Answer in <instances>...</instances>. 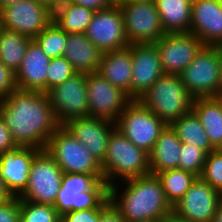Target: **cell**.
<instances>
[{"label": "cell", "mask_w": 222, "mask_h": 222, "mask_svg": "<svg viewBox=\"0 0 222 222\" xmlns=\"http://www.w3.org/2000/svg\"><path fill=\"white\" fill-rule=\"evenodd\" d=\"M0 115L17 146L45 149L60 126L48 93L17 89L0 101Z\"/></svg>", "instance_id": "cell-1"}, {"label": "cell", "mask_w": 222, "mask_h": 222, "mask_svg": "<svg viewBox=\"0 0 222 222\" xmlns=\"http://www.w3.org/2000/svg\"><path fill=\"white\" fill-rule=\"evenodd\" d=\"M120 183L125 184L123 190L120 191L116 184L111 185L109 198L126 222L160 221L173 211L157 175L148 174Z\"/></svg>", "instance_id": "cell-2"}, {"label": "cell", "mask_w": 222, "mask_h": 222, "mask_svg": "<svg viewBox=\"0 0 222 222\" xmlns=\"http://www.w3.org/2000/svg\"><path fill=\"white\" fill-rule=\"evenodd\" d=\"M101 169L109 187L118 185L119 181L150 174L149 154L114 128L108 138L106 157L101 163Z\"/></svg>", "instance_id": "cell-3"}, {"label": "cell", "mask_w": 222, "mask_h": 222, "mask_svg": "<svg viewBox=\"0 0 222 222\" xmlns=\"http://www.w3.org/2000/svg\"><path fill=\"white\" fill-rule=\"evenodd\" d=\"M138 100L170 125L192 110L194 98L179 75L163 74Z\"/></svg>", "instance_id": "cell-4"}, {"label": "cell", "mask_w": 222, "mask_h": 222, "mask_svg": "<svg viewBox=\"0 0 222 222\" xmlns=\"http://www.w3.org/2000/svg\"><path fill=\"white\" fill-rule=\"evenodd\" d=\"M44 150L55 160L63 173L88 174L98 181H104L101 164L63 125L48 139Z\"/></svg>", "instance_id": "cell-5"}, {"label": "cell", "mask_w": 222, "mask_h": 222, "mask_svg": "<svg viewBox=\"0 0 222 222\" xmlns=\"http://www.w3.org/2000/svg\"><path fill=\"white\" fill-rule=\"evenodd\" d=\"M109 198V186L93 175L63 173L54 207L61 216L67 212L99 208Z\"/></svg>", "instance_id": "cell-6"}, {"label": "cell", "mask_w": 222, "mask_h": 222, "mask_svg": "<svg viewBox=\"0 0 222 222\" xmlns=\"http://www.w3.org/2000/svg\"><path fill=\"white\" fill-rule=\"evenodd\" d=\"M220 71V46L204 45L179 77L194 99L222 97Z\"/></svg>", "instance_id": "cell-7"}, {"label": "cell", "mask_w": 222, "mask_h": 222, "mask_svg": "<svg viewBox=\"0 0 222 222\" xmlns=\"http://www.w3.org/2000/svg\"><path fill=\"white\" fill-rule=\"evenodd\" d=\"M166 125L139 100H132L115 121V128L148 154Z\"/></svg>", "instance_id": "cell-8"}, {"label": "cell", "mask_w": 222, "mask_h": 222, "mask_svg": "<svg viewBox=\"0 0 222 222\" xmlns=\"http://www.w3.org/2000/svg\"><path fill=\"white\" fill-rule=\"evenodd\" d=\"M130 44L154 43L164 34L155 2L119 1Z\"/></svg>", "instance_id": "cell-9"}, {"label": "cell", "mask_w": 222, "mask_h": 222, "mask_svg": "<svg viewBox=\"0 0 222 222\" xmlns=\"http://www.w3.org/2000/svg\"><path fill=\"white\" fill-rule=\"evenodd\" d=\"M62 177L63 171L43 149L34 157L28 185L18 198L39 204L54 205L61 188Z\"/></svg>", "instance_id": "cell-10"}, {"label": "cell", "mask_w": 222, "mask_h": 222, "mask_svg": "<svg viewBox=\"0 0 222 222\" xmlns=\"http://www.w3.org/2000/svg\"><path fill=\"white\" fill-rule=\"evenodd\" d=\"M86 74L75 73L48 92L59 125L66 124L70 119L89 116Z\"/></svg>", "instance_id": "cell-11"}, {"label": "cell", "mask_w": 222, "mask_h": 222, "mask_svg": "<svg viewBox=\"0 0 222 222\" xmlns=\"http://www.w3.org/2000/svg\"><path fill=\"white\" fill-rule=\"evenodd\" d=\"M85 35L103 53L128 47L129 42L118 3L95 11Z\"/></svg>", "instance_id": "cell-12"}, {"label": "cell", "mask_w": 222, "mask_h": 222, "mask_svg": "<svg viewBox=\"0 0 222 222\" xmlns=\"http://www.w3.org/2000/svg\"><path fill=\"white\" fill-rule=\"evenodd\" d=\"M88 113L115 122L132 101L126 92L113 86L98 73L86 74Z\"/></svg>", "instance_id": "cell-13"}, {"label": "cell", "mask_w": 222, "mask_h": 222, "mask_svg": "<svg viewBox=\"0 0 222 222\" xmlns=\"http://www.w3.org/2000/svg\"><path fill=\"white\" fill-rule=\"evenodd\" d=\"M1 27L34 39L53 21V11L35 0H21L1 11Z\"/></svg>", "instance_id": "cell-14"}, {"label": "cell", "mask_w": 222, "mask_h": 222, "mask_svg": "<svg viewBox=\"0 0 222 222\" xmlns=\"http://www.w3.org/2000/svg\"><path fill=\"white\" fill-rule=\"evenodd\" d=\"M164 74L179 75L204 44L192 33H166L154 42Z\"/></svg>", "instance_id": "cell-15"}, {"label": "cell", "mask_w": 222, "mask_h": 222, "mask_svg": "<svg viewBox=\"0 0 222 222\" xmlns=\"http://www.w3.org/2000/svg\"><path fill=\"white\" fill-rule=\"evenodd\" d=\"M222 194L200 177L173 206V211L188 222H211L216 215Z\"/></svg>", "instance_id": "cell-16"}, {"label": "cell", "mask_w": 222, "mask_h": 222, "mask_svg": "<svg viewBox=\"0 0 222 222\" xmlns=\"http://www.w3.org/2000/svg\"><path fill=\"white\" fill-rule=\"evenodd\" d=\"M131 99L138 100L163 74L154 43L132 44Z\"/></svg>", "instance_id": "cell-17"}, {"label": "cell", "mask_w": 222, "mask_h": 222, "mask_svg": "<svg viewBox=\"0 0 222 222\" xmlns=\"http://www.w3.org/2000/svg\"><path fill=\"white\" fill-rule=\"evenodd\" d=\"M40 151L34 147L15 146L0 154V176L12 197H19L25 191L31 164Z\"/></svg>", "instance_id": "cell-18"}, {"label": "cell", "mask_w": 222, "mask_h": 222, "mask_svg": "<svg viewBox=\"0 0 222 222\" xmlns=\"http://www.w3.org/2000/svg\"><path fill=\"white\" fill-rule=\"evenodd\" d=\"M63 126L91 152L100 164L104 161L108 138L115 128V122L104 118L87 116L70 119Z\"/></svg>", "instance_id": "cell-19"}, {"label": "cell", "mask_w": 222, "mask_h": 222, "mask_svg": "<svg viewBox=\"0 0 222 222\" xmlns=\"http://www.w3.org/2000/svg\"><path fill=\"white\" fill-rule=\"evenodd\" d=\"M190 33L204 45H222V8L217 0H196L192 4Z\"/></svg>", "instance_id": "cell-20"}, {"label": "cell", "mask_w": 222, "mask_h": 222, "mask_svg": "<svg viewBox=\"0 0 222 222\" xmlns=\"http://www.w3.org/2000/svg\"><path fill=\"white\" fill-rule=\"evenodd\" d=\"M51 58L32 39L26 49L20 68L15 73L17 89L46 93L47 69Z\"/></svg>", "instance_id": "cell-21"}, {"label": "cell", "mask_w": 222, "mask_h": 222, "mask_svg": "<svg viewBox=\"0 0 222 222\" xmlns=\"http://www.w3.org/2000/svg\"><path fill=\"white\" fill-rule=\"evenodd\" d=\"M132 44L102 54L97 73L131 98Z\"/></svg>", "instance_id": "cell-22"}, {"label": "cell", "mask_w": 222, "mask_h": 222, "mask_svg": "<svg viewBox=\"0 0 222 222\" xmlns=\"http://www.w3.org/2000/svg\"><path fill=\"white\" fill-rule=\"evenodd\" d=\"M102 54L85 33L67 34L63 57L77 73H97Z\"/></svg>", "instance_id": "cell-23"}, {"label": "cell", "mask_w": 222, "mask_h": 222, "mask_svg": "<svg viewBox=\"0 0 222 222\" xmlns=\"http://www.w3.org/2000/svg\"><path fill=\"white\" fill-rule=\"evenodd\" d=\"M181 147L182 142L175 130L171 125H166L149 154L150 174L157 175L165 170L179 169Z\"/></svg>", "instance_id": "cell-24"}, {"label": "cell", "mask_w": 222, "mask_h": 222, "mask_svg": "<svg viewBox=\"0 0 222 222\" xmlns=\"http://www.w3.org/2000/svg\"><path fill=\"white\" fill-rule=\"evenodd\" d=\"M192 110L203 125L211 145L219 150L222 146V97L195 98Z\"/></svg>", "instance_id": "cell-25"}, {"label": "cell", "mask_w": 222, "mask_h": 222, "mask_svg": "<svg viewBox=\"0 0 222 222\" xmlns=\"http://www.w3.org/2000/svg\"><path fill=\"white\" fill-rule=\"evenodd\" d=\"M165 33H189L192 4L186 0H156Z\"/></svg>", "instance_id": "cell-26"}, {"label": "cell", "mask_w": 222, "mask_h": 222, "mask_svg": "<svg viewBox=\"0 0 222 222\" xmlns=\"http://www.w3.org/2000/svg\"><path fill=\"white\" fill-rule=\"evenodd\" d=\"M170 125L182 143L194 145L206 154L216 150L211 145L203 125L193 110L174 120Z\"/></svg>", "instance_id": "cell-27"}, {"label": "cell", "mask_w": 222, "mask_h": 222, "mask_svg": "<svg viewBox=\"0 0 222 222\" xmlns=\"http://www.w3.org/2000/svg\"><path fill=\"white\" fill-rule=\"evenodd\" d=\"M94 13L92 9L68 2L56 7L53 22L67 34L85 33Z\"/></svg>", "instance_id": "cell-28"}, {"label": "cell", "mask_w": 222, "mask_h": 222, "mask_svg": "<svg viewBox=\"0 0 222 222\" xmlns=\"http://www.w3.org/2000/svg\"><path fill=\"white\" fill-rule=\"evenodd\" d=\"M32 39L4 28L0 30V62L13 72L20 68L27 46Z\"/></svg>", "instance_id": "cell-29"}, {"label": "cell", "mask_w": 222, "mask_h": 222, "mask_svg": "<svg viewBox=\"0 0 222 222\" xmlns=\"http://www.w3.org/2000/svg\"><path fill=\"white\" fill-rule=\"evenodd\" d=\"M157 177L161 180L167 201L173 207L190 189L197 176L182 169H170L159 172Z\"/></svg>", "instance_id": "cell-30"}, {"label": "cell", "mask_w": 222, "mask_h": 222, "mask_svg": "<svg viewBox=\"0 0 222 222\" xmlns=\"http://www.w3.org/2000/svg\"><path fill=\"white\" fill-rule=\"evenodd\" d=\"M34 40L49 58L62 57L67 43V33L52 21Z\"/></svg>", "instance_id": "cell-31"}, {"label": "cell", "mask_w": 222, "mask_h": 222, "mask_svg": "<svg viewBox=\"0 0 222 222\" xmlns=\"http://www.w3.org/2000/svg\"><path fill=\"white\" fill-rule=\"evenodd\" d=\"M20 222H60L56 208L20 199Z\"/></svg>", "instance_id": "cell-32"}, {"label": "cell", "mask_w": 222, "mask_h": 222, "mask_svg": "<svg viewBox=\"0 0 222 222\" xmlns=\"http://www.w3.org/2000/svg\"><path fill=\"white\" fill-rule=\"evenodd\" d=\"M200 178L212 188L222 192V152L220 150L206 154Z\"/></svg>", "instance_id": "cell-33"}, {"label": "cell", "mask_w": 222, "mask_h": 222, "mask_svg": "<svg viewBox=\"0 0 222 222\" xmlns=\"http://www.w3.org/2000/svg\"><path fill=\"white\" fill-rule=\"evenodd\" d=\"M179 157V169L189 171L197 177L201 176L206 158V153L202 149L182 143Z\"/></svg>", "instance_id": "cell-34"}, {"label": "cell", "mask_w": 222, "mask_h": 222, "mask_svg": "<svg viewBox=\"0 0 222 222\" xmlns=\"http://www.w3.org/2000/svg\"><path fill=\"white\" fill-rule=\"evenodd\" d=\"M75 73L77 72L63 56L52 58L47 69L46 93L71 78Z\"/></svg>", "instance_id": "cell-35"}, {"label": "cell", "mask_w": 222, "mask_h": 222, "mask_svg": "<svg viewBox=\"0 0 222 222\" xmlns=\"http://www.w3.org/2000/svg\"><path fill=\"white\" fill-rule=\"evenodd\" d=\"M111 204L108 198L99 208L67 212L60 216V222H99L101 213Z\"/></svg>", "instance_id": "cell-36"}, {"label": "cell", "mask_w": 222, "mask_h": 222, "mask_svg": "<svg viewBox=\"0 0 222 222\" xmlns=\"http://www.w3.org/2000/svg\"><path fill=\"white\" fill-rule=\"evenodd\" d=\"M16 90L15 72L0 62V101Z\"/></svg>", "instance_id": "cell-37"}, {"label": "cell", "mask_w": 222, "mask_h": 222, "mask_svg": "<svg viewBox=\"0 0 222 222\" xmlns=\"http://www.w3.org/2000/svg\"><path fill=\"white\" fill-rule=\"evenodd\" d=\"M0 222H20V199L18 197L0 203Z\"/></svg>", "instance_id": "cell-38"}, {"label": "cell", "mask_w": 222, "mask_h": 222, "mask_svg": "<svg viewBox=\"0 0 222 222\" xmlns=\"http://www.w3.org/2000/svg\"><path fill=\"white\" fill-rule=\"evenodd\" d=\"M15 146L17 145L13 141L10 131L0 115V154L5 150L14 148Z\"/></svg>", "instance_id": "cell-39"}, {"label": "cell", "mask_w": 222, "mask_h": 222, "mask_svg": "<svg viewBox=\"0 0 222 222\" xmlns=\"http://www.w3.org/2000/svg\"><path fill=\"white\" fill-rule=\"evenodd\" d=\"M71 2L93 11L105 9L114 3L112 0H71Z\"/></svg>", "instance_id": "cell-40"}, {"label": "cell", "mask_w": 222, "mask_h": 222, "mask_svg": "<svg viewBox=\"0 0 222 222\" xmlns=\"http://www.w3.org/2000/svg\"><path fill=\"white\" fill-rule=\"evenodd\" d=\"M99 222H126L119 211L110 204L100 215Z\"/></svg>", "instance_id": "cell-41"}, {"label": "cell", "mask_w": 222, "mask_h": 222, "mask_svg": "<svg viewBox=\"0 0 222 222\" xmlns=\"http://www.w3.org/2000/svg\"><path fill=\"white\" fill-rule=\"evenodd\" d=\"M12 197V195L7 191L3 179L0 176V203H4L9 201Z\"/></svg>", "instance_id": "cell-42"}, {"label": "cell", "mask_w": 222, "mask_h": 222, "mask_svg": "<svg viewBox=\"0 0 222 222\" xmlns=\"http://www.w3.org/2000/svg\"><path fill=\"white\" fill-rule=\"evenodd\" d=\"M160 222H188V221L178 216L174 211H172L171 213L165 215L160 220Z\"/></svg>", "instance_id": "cell-43"}, {"label": "cell", "mask_w": 222, "mask_h": 222, "mask_svg": "<svg viewBox=\"0 0 222 222\" xmlns=\"http://www.w3.org/2000/svg\"><path fill=\"white\" fill-rule=\"evenodd\" d=\"M211 222H222V198L219 203L216 215L211 219Z\"/></svg>", "instance_id": "cell-44"}, {"label": "cell", "mask_w": 222, "mask_h": 222, "mask_svg": "<svg viewBox=\"0 0 222 222\" xmlns=\"http://www.w3.org/2000/svg\"><path fill=\"white\" fill-rule=\"evenodd\" d=\"M21 0H0V11L3 9V8H6L8 6H11L17 2H19Z\"/></svg>", "instance_id": "cell-45"}, {"label": "cell", "mask_w": 222, "mask_h": 222, "mask_svg": "<svg viewBox=\"0 0 222 222\" xmlns=\"http://www.w3.org/2000/svg\"><path fill=\"white\" fill-rule=\"evenodd\" d=\"M35 1L47 6L49 9L53 11V0H35Z\"/></svg>", "instance_id": "cell-46"}, {"label": "cell", "mask_w": 222, "mask_h": 222, "mask_svg": "<svg viewBox=\"0 0 222 222\" xmlns=\"http://www.w3.org/2000/svg\"><path fill=\"white\" fill-rule=\"evenodd\" d=\"M71 2V0H53V11L56 9L57 6Z\"/></svg>", "instance_id": "cell-47"}, {"label": "cell", "mask_w": 222, "mask_h": 222, "mask_svg": "<svg viewBox=\"0 0 222 222\" xmlns=\"http://www.w3.org/2000/svg\"><path fill=\"white\" fill-rule=\"evenodd\" d=\"M220 58H221V87H222V45H220Z\"/></svg>", "instance_id": "cell-48"}, {"label": "cell", "mask_w": 222, "mask_h": 222, "mask_svg": "<svg viewBox=\"0 0 222 222\" xmlns=\"http://www.w3.org/2000/svg\"><path fill=\"white\" fill-rule=\"evenodd\" d=\"M120 1H135V2H155L156 0H120Z\"/></svg>", "instance_id": "cell-49"}, {"label": "cell", "mask_w": 222, "mask_h": 222, "mask_svg": "<svg viewBox=\"0 0 222 222\" xmlns=\"http://www.w3.org/2000/svg\"><path fill=\"white\" fill-rule=\"evenodd\" d=\"M217 2L220 5V7L222 8V0H217Z\"/></svg>", "instance_id": "cell-50"}, {"label": "cell", "mask_w": 222, "mask_h": 222, "mask_svg": "<svg viewBox=\"0 0 222 222\" xmlns=\"http://www.w3.org/2000/svg\"><path fill=\"white\" fill-rule=\"evenodd\" d=\"M186 1L193 4L196 0H186Z\"/></svg>", "instance_id": "cell-51"}, {"label": "cell", "mask_w": 222, "mask_h": 222, "mask_svg": "<svg viewBox=\"0 0 222 222\" xmlns=\"http://www.w3.org/2000/svg\"><path fill=\"white\" fill-rule=\"evenodd\" d=\"M1 28H2V27H1V12H0V30H1Z\"/></svg>", "instance_id": "cell-52"}, {"label": "cell", "mask_w": 222, "mask_h": 222, "mask_svg": "<svg viewBox=\"0 0 222 222\" xmlns=\"http://www.w3.org/2000/svg\"><path fill=\"white\" fill-rule=\"evenodd\" d=\"M114 3H117V2H119L120 0H112Z\"/></svg>", "instance_id": "cell-53"}]
</instances>
